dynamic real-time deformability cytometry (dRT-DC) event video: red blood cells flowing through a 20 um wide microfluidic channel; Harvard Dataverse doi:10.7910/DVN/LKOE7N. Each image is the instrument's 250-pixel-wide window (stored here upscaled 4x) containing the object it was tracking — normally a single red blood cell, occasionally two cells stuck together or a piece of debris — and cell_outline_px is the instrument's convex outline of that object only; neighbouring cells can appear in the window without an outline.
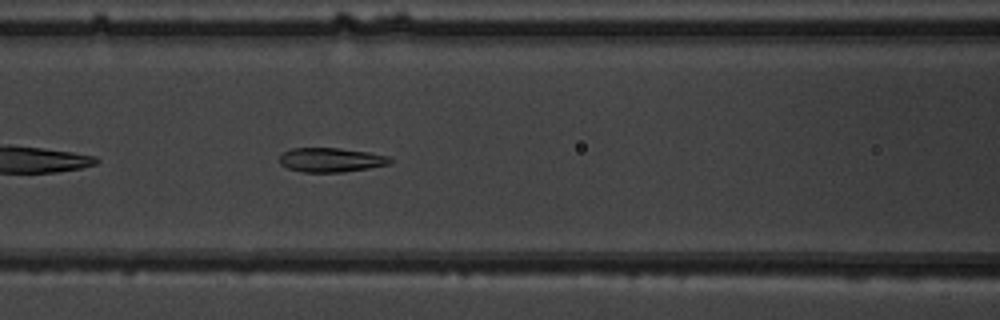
{"species": "common noctule bat (a hibernating species)", "species_latin": "Nyctalus noctula", "temperature_condition": "warm", "stored_images_in_passage": 36, "camera_frame_rate_fps": 3000, "um_per_image_px": 0.085, "animal": {"sex": "male", "body_mass_g": 19.5, "forearm_length_mm": 54.6}, "frame": {"image": 1, "passage_image": 7, "time_ms": 2.0, "image_size_px": [1000, 320], "cell_outline_px": [[392, 160], [388, 164], [368, 168], [344, 172], [300, 172], [288, 168], [280, 164], [280, 156], [284, 152], [292, 148], [340, 148], [368, 152], [388, 156]], "centroid_in_image_um": [28.11, 13.59], "position_along_channel_um": 138.5, "area_um2": 15.55}}
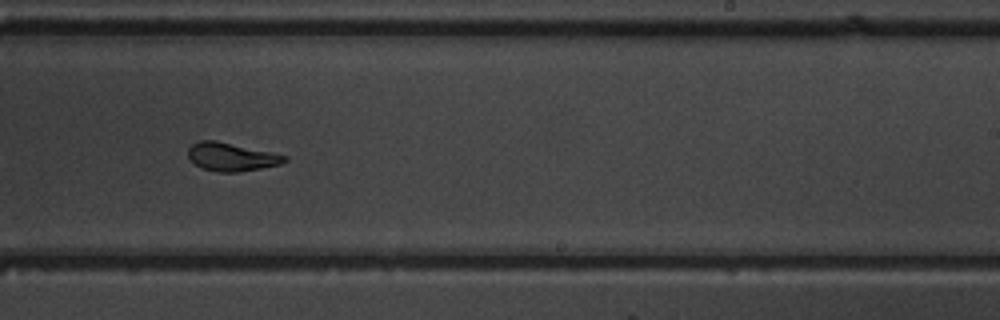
{"frame": {"image": 2, "passage_image": 17, "time_ms": 5.333, "image_size_px": [1000, 320], "cell_outline_px": [[288, 160], [280, 164], [240, 172], [216, 172], [200, 168], [188, 156], [188, 148], [192, 144], [200, 140], [216, 140], [288, 156]], "centroid_in_image_um": [19.65, 13.34], "position_along_channel_um": 269.3, "area_um2": 15.84}}
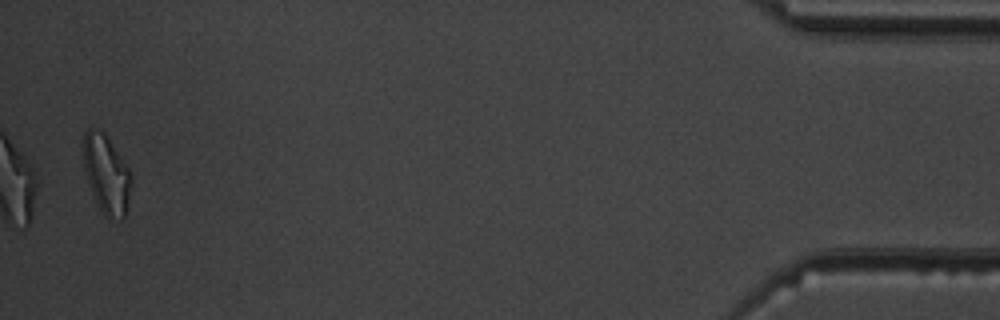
{"frame": {"image": 3, "passage_image": 35, "time_ms": 11.333, "image_size_px": [1000, 320], "cell_outline_px": [[132, 180], [128, 200], [124, 216], [120, 220], [104, 216], [88, 184], [84, 168], [80, 148], [80, 140], [84, 132], [88, 128], [96, 128], [104, 132], [128, 168]], "centroid_in_image_um": [8.98, 14.73], "position_along_channel_um": 426.2, "area_um2": 22.14}, "authors_computed_cell_mechanics": {"area_um2": 16.0973, "velocity_mm_per_s": 3.9408, "shape_relaxation_time_tau1_ms": 4.8108, "shape_relaxation_time_tau2_ms": 1.1822, "deformation_change_tau1": 0.1629, "deformation_change_tau2": 0.0666}}